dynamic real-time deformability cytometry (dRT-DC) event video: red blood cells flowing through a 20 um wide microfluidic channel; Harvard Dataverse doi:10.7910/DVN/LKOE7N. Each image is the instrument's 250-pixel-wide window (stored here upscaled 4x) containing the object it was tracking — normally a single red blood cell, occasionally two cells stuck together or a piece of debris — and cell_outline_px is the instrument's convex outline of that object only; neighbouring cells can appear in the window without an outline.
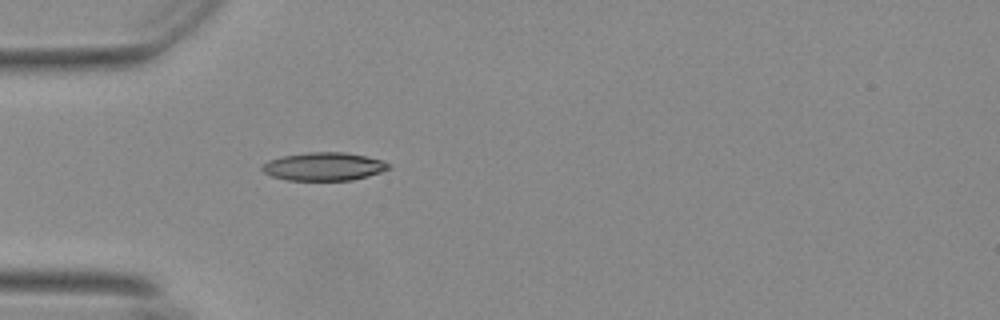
{"species": "Egyptian fruit bat (a non-hibernating species)", "species_latin": "Rousettus aegyptiacus", "temperature_condition": "warm", "stored_images_in_passage": 39, "camera_frame_rate_fps": 3000, "um_per_image_px": 0.085, "animal": {"sex": "female"}, "frame": {"image": 1, "passage_image": 1, "time_ms": 0.0, "image_size_px": [1000, 320], "cell_outline_px": [[392, 168], [368, 176], [352, 180], [288, 180], [272, 176], [264, 172], [260, 168], [268, 160], [284, 156], [308, 152], [344, 152], [364, 156], [380, 160], [388, 164]], "centroid_in_image_um": [27.52, 14.16], "position_along_channel_um": 57.5, "area_um2": 20.52}}
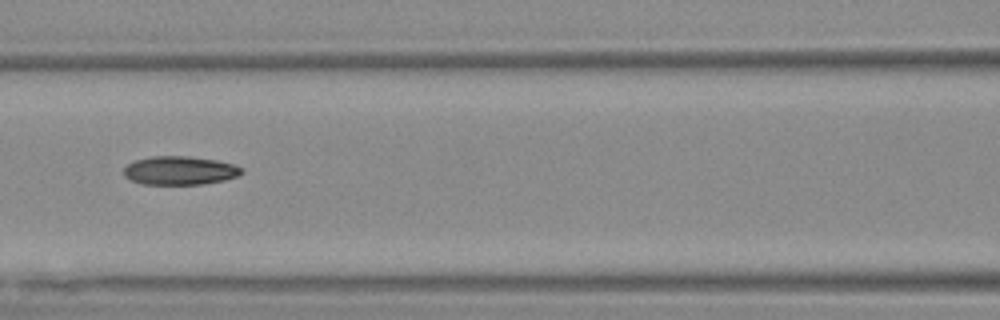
{"frame": {"image": 2, "passage_image": 9, "time_ms": 2.667, "image_size_px": [1000, 320], "cell_outline_px": [[244, 172], [236, 176], [224, 180], [204, 184], [140, 184], [124, 176], [124, 168], [128, 164], [136, 160], [152, 156], [188, 156], [216, 160], [236, 164], [244, 168]], "centroid_in_image_um": [15.31, 14.49], "position_along_channel_um": 151.3, "area_um2": 19.71}}
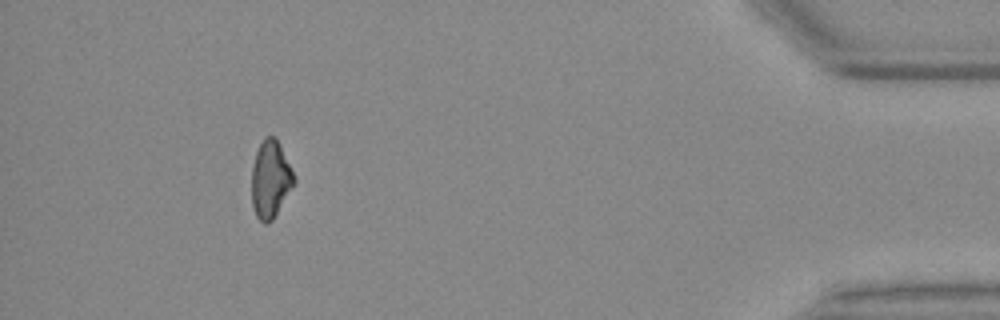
{"frame": {"image": 3, "passage_image": 35, "time_ms": 11.333, "image_size_px": [1000, 320], "cell_outline_px": [[296, 184], [272, 220], [264, 224], [256, 216], [252, 204], [252, 168], [256, 152], [264, 136], [276, 136], [280, 144], [296, 180]], "centroid_in_image_um": [23.0, 15.24], "position_along_channel_um": 412.2, "area_um2": 19.13}, "authors_computed_cell_mechanics": {"area_um2": 19.4786, "velocity_mm_per_s": 3.7073, "shape_relaxation_time_tau1_ms": 10.2902, "shape_relaxation_time_tau2_ms": null, "deformation_change_tau1": 0.2177, "deformation_change_tau2": null}}